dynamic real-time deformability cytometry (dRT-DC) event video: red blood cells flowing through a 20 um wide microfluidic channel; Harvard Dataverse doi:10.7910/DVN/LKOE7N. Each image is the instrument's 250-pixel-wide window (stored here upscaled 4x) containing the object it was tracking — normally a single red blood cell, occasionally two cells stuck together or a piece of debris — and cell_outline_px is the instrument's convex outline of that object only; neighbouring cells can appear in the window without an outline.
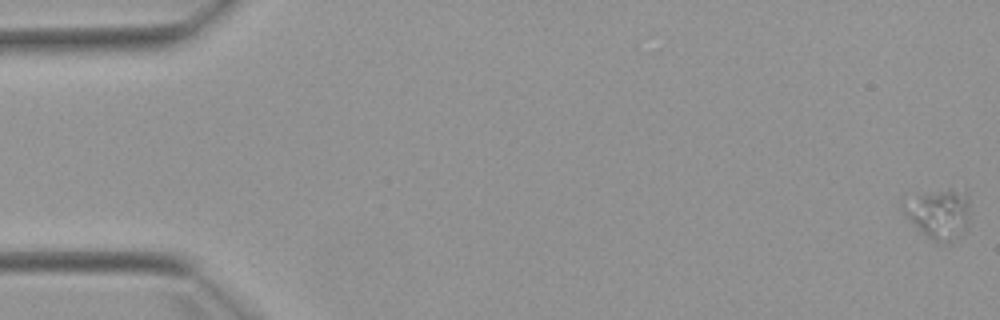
{"species": "Egyptian fruit bat (a non-hibernating species)", "species_latin": "Rousettus aegyptiacus", "temperature_condition": "warm", "stored_images_in_passage": 7, "camera_frame_rate_fps": 3000, "um_per_image_px": 0.085, "animal": {"sex": "female"}, "frame": {"image": 1, "passage_image": 1, "time_ms": 0.0, "image_size_px": [1000, 320], "cell_outline_px": [[968, 220], [964, 232], [960, 236], [944, 244], [932, 240], [924, 236], [896, 208], [920, 196], [948, 188], [964, 192], [968, 196]], "centroid_in_image_um": [79.78, 18.23], "position_along_channel_um": 5.2, "area_um2": 19.25}}
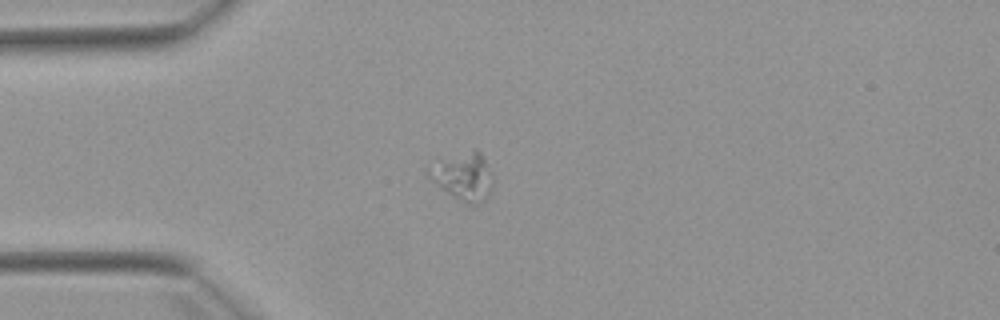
{"frame": {"image": 2, "passage_image": 5, "time_ms": 4.667, "image_size_px": [1000, 320], "cell_outline_px": [[492, 188], [488, 196], [484, 200], [476, 204], [464, 204], [440, 188], [428, 176], [428, 172], [440, 160], [472, 148], [476, 148], [480, 152], [484, 160], [492, 180]], "centroid_in_image_um": [39.4, 15.02], "position_along_channel_um": 45.6, "area_um2": 17.46}}
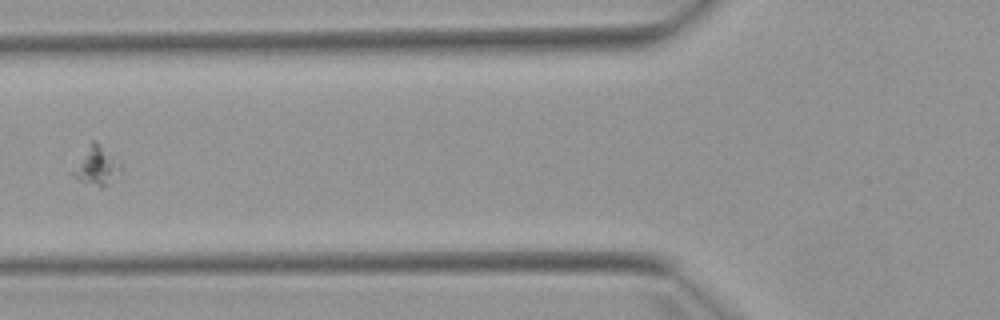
{"frame": {"image": 3, "passage_image": 7, "time_ms": 7.0, "image_size_px": [1000, 320], "cell_outline_px": [[120, 172], [104, 188], [100, 188], [76, 180], [68, 172], [92, 140], [96, 140], [120, 164]], "centroid_in_image_um": [8.11, 14.14], "position_along_channel_um": 117.7, "area_um2": 10.87}}